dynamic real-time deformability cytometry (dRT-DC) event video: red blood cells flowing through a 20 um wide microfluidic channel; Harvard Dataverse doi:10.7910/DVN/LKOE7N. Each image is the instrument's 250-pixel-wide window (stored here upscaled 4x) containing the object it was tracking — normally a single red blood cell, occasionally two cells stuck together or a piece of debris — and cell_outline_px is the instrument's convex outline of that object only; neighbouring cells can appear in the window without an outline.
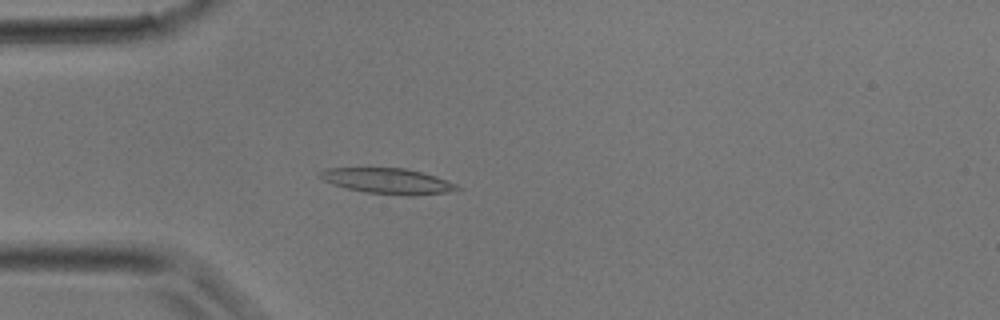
{"species": "common noctule bat (a hibernating species)", "species_latin": "Nyctalus noctula", "temperature_condition": "room temperature", "stored_images_in_passage": 12, "camera_frame_rate_fps": 3000, "um_per_image_px": 0.085, "animal": {"sex": "male", "body_mass_g": 17.9}, "frame": {"image": 1, "passage_image": 9, "time_ms": 2.667, "image_size_px": [1000, 320], "cell_outline_px": [[460, 188], [448, 192], [412, 196], [408, 196], [364, 192], [332, 184], [324, 180], [320, 176], [320, 172], [324, 168], [404, 168], [420, 172], [456, 184]], "centroid_in_image_um": [32.92, 15.39], "position_along_channel_um": 52.1, "area_um2": 20.06}}
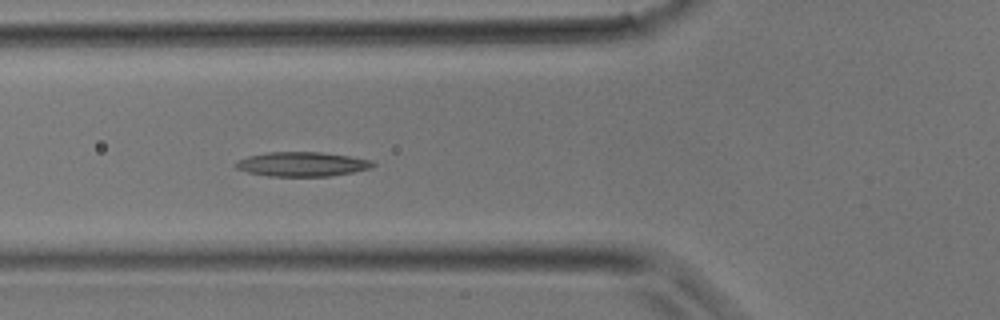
{"frame": {"image": 2, "passage_image": 12, "time_ms": 3.667, "image_size_px": [1000, 320], "cell_outline_px": [[376, 164], [368, 168], [352, 172], [328, 176], [268, 176], [248, 172], [236, 168], [232, 164], [248, 156], [268, 152], [320, 152], [348, 156], [372, 160]], "centroid_in_image_um": [25.64, 13.95], "position_along_channel_um": 100.2, "area_um2": 19.31}}